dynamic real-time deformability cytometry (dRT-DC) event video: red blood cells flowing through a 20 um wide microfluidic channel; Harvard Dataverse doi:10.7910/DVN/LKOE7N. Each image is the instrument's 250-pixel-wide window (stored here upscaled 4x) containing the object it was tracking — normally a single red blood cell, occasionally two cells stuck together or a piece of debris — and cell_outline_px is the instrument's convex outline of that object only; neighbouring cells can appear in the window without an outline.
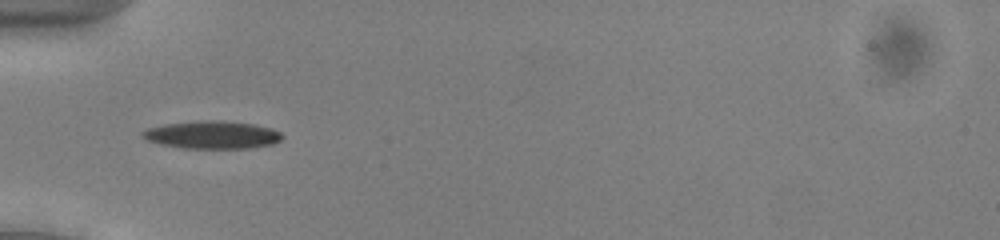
{"species": "common noctule bat (a hibernating species)", "species_latin": "Nyctalus noctula", "temperature_condition": "cold", "stored_images_in_passage": 35, "camera_frame_rate_fps": 3000, "um_per_image_px": 0.085, "animal": {"sex": "male", "body_mass_g": 13.0, "forearm_length_mm": 53.1}, "frame": {"image": 1, "passage_image": 3, "time_ms": 0.667, "image_size_px": [1000, 240], "cell_outline_px": [[284, 136], [280, 140], [272, 144], [248, 148], [184, 148], [164, 144], [148, 140], [140, 136], [140, 132], [148, 128], [164, 124], [200, 120], [224, 120], [252, 124], [272, 128], [280, 132]], "centroid_in_image_um": [18.04, 11.45], "position_along_channel_um": 67.0, "area_um2": 22.54}}
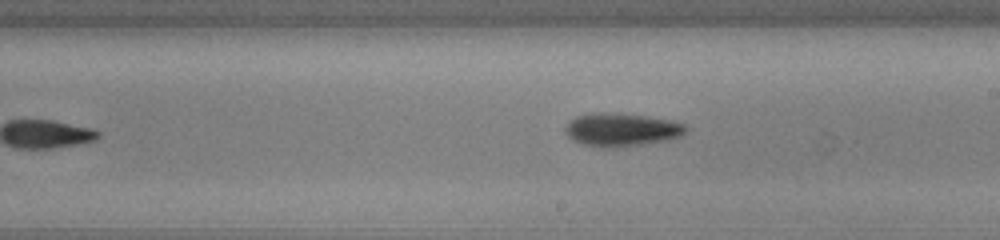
{"frame": {"image": 2, "passage_image": 16, "time_ms": 5.0, "image_size_px": [1000, 240], "cell_outline_px": [[688, 128], [680, 136], [668, 140], [616, 148], [600, 148], [580, 144], [572, 140], [564, 132], [564, 128], [576, 116], [600, 112], [616, 112], [644, 116], [668, 120], [684, 124]], "centroid_in_image_um": [52.78, 11.04], "position_along_channel_um": 236.2, "area_um2": 23.41}}
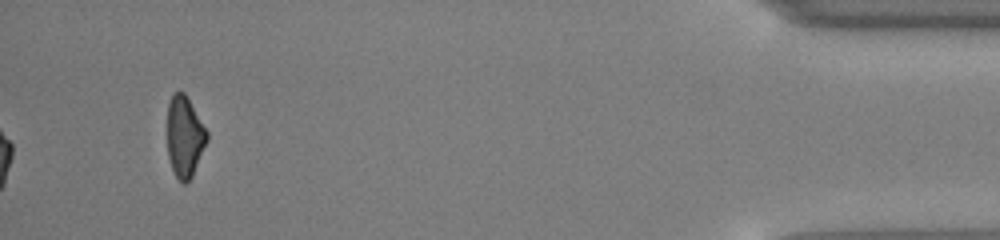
{"frame": {"image": 3, "passage_image": 35, "time_ms": 11.333, "image_size_px": [1000, 240], "cell_outline_px": [[208, 140], [192, 176], [184, 184], [176, 176], [172, 168], [168, 156], [168, 104], [172, 92], [184, 92], [208, 132]], "centroid_in_image_um": [15.7, 11.6], "position_along_channel_um": 419.5, "area_um2": 18.5}, "authors_computed_cell_mechanics": {"area_um2": 21.5594, "velocity_mm_per_s": 3.963, "shape_relaxation_time_tau1_ms": 6.2643, "shape_relaxation_time_tau2_ms": null, "deformation_change_tau1": 0.1552, "deformation_change_tau2": null}}